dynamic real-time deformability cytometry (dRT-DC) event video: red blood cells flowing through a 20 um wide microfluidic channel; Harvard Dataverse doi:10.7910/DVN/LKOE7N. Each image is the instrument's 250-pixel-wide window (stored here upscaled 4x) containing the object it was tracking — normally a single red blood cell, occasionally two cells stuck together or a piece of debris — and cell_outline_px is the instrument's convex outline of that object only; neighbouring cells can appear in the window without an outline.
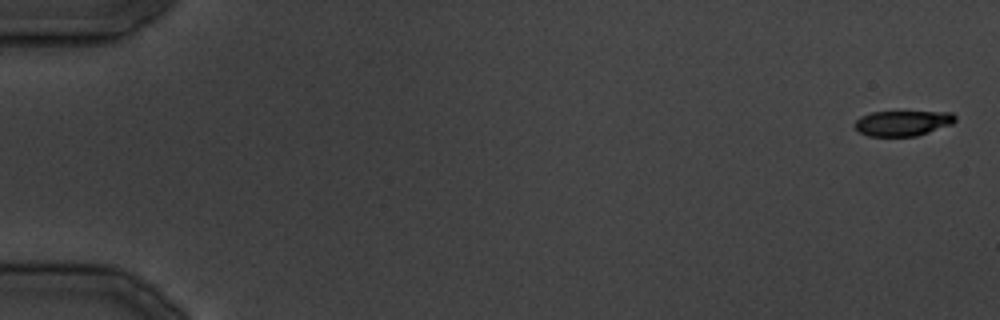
{"species": "common noctule bat (a hibernating species)", "species_latin": "Nyctalus noctula", "temperature_condition": "cold", "stored_images_in_passage": 37, "camera_frame_rate_fps": 3000, "um_per_image_px": 0.085, "animal": {"sex": "male", "body_mass_g": 19.5, "forearm_length_mm": 54.6}, "frame": {"image": 1, "passage_image": 1, "time_ms": 0.0, "image_size_px": [1000, 320], "cell_outline_px": [[956, 120], [952, 124], [916, 136], [868, 136], [860, 132], [856, 128], [856, 120], [860, 116], [872, 112], [952, 112], [956, 116]], "centroid_in_image_um": [76.74, 10.46], "position_along_channel_um": 8.3, "area_um2": 14.68}}
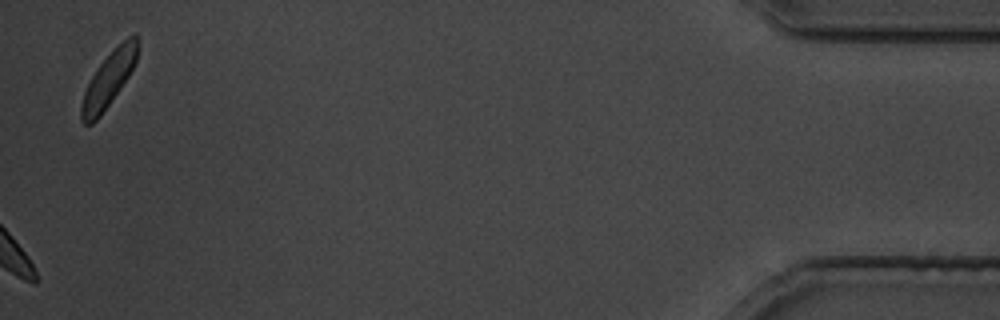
{"frame": {"image": 2, "passage_image": 37, "time_ms": 44.667, "image_size_px": [1000, 320], "cell_outline_px": [[136, 60], [128, 76], [100, 116], [92, 124], [84, 124], [80, 120], [80, 104], [84, 92], [96, 68], [128, 36], [136, 32]], "centroid_in_image_um": [9.17, 6.82], "position_along_channel_um": 426.0, "area_um2": 17.22}}